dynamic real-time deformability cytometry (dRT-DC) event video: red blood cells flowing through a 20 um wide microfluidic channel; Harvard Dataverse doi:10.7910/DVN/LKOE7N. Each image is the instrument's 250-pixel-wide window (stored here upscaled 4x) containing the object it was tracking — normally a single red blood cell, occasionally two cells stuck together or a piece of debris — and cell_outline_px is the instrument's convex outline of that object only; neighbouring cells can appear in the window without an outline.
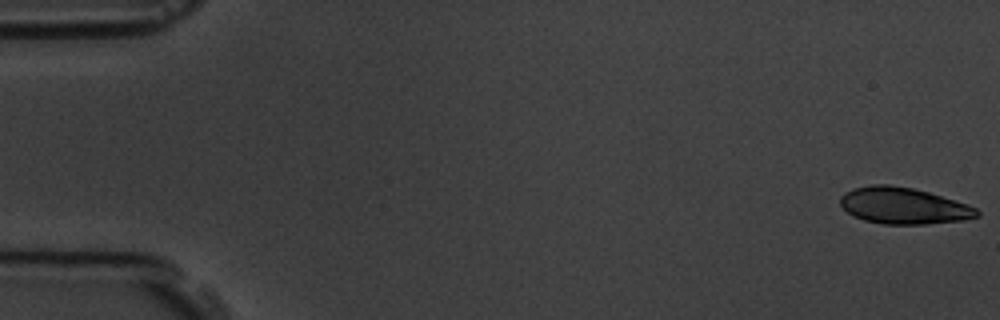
{"species": "common noctule bat (a hibernating species)", "species_latin": "Nyctalus noctula", "temperature_condition": "room temperature", "stored_images_in_passage": 5, "camera_frame_rate_fps": 3000, "um_per_image_px": 0.085, "animal": {"sex": "male", "body_mass_g": 19.5, "forearm_length_mm": 54.6}, "frame": {"image": 1, "passage_image": 1, "time_ms": 0.0, "image_size_px": [1000, 320], "cell_outline_px": [[980, 216], [964, 220], [928, 224], [884, 224], [864, 220], [852, 216], [840, 204], [840, 196], [844, 192], [852, 188], [872, 184], [888, 184], [912, 188], [928, 192], [968, 204], [976, 208], [980, 212]], "centroid_in_image_um": [76.79, 17.49], "position_along_channel_um": 8.2, "area_um2": 29.19}}